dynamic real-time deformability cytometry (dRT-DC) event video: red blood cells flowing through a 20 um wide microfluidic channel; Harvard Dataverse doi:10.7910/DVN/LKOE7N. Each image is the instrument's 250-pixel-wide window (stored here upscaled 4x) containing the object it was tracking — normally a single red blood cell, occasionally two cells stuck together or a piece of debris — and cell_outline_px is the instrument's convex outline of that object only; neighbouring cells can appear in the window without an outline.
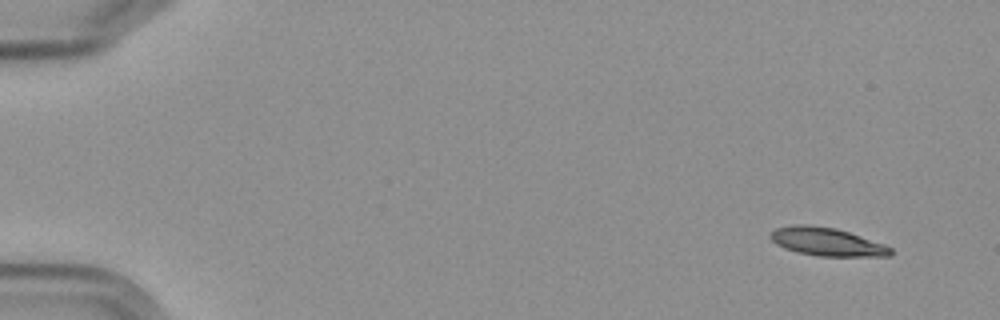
{"species": "Egyptian fruit bat (a non-hibernating species)", "species_latin": "Rousettus aegyptiacus", "temperature_condition": "cold", "stored_images_in_passage": 6, "segment_of_instrument_passage": [1, 2], "camera_frame_rate_fps": 3000, "um_per_image_px": 0.085, "frame": {"image": 1, "passage_image": 1, "time_ms": 0.0, "image_size_px": [1000, 320], "cell_outline_px": [[892, 256], [816, 256], [796, 252], [784, 248], [776, 244], [768, 236], [776, 228], [792, 224], [808, 224], [836, 228], [884, 244], [892, 248]], "centroid_in_image_um": [70.25, 20.55], "position_along_channel_um": 14.7, "area_um2": 19.83}}
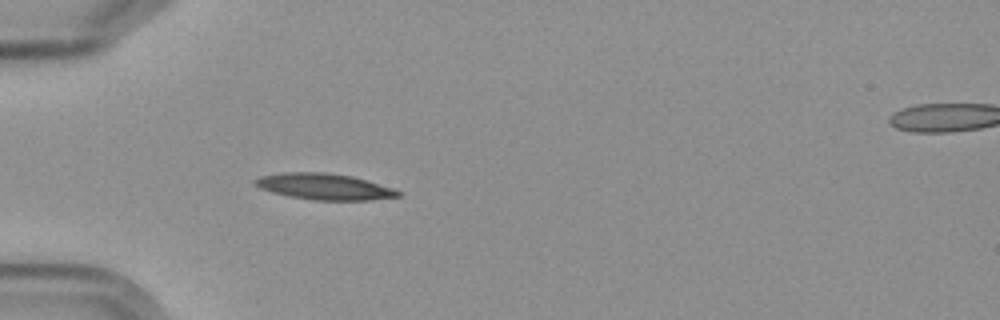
{"frame": {"image": 2, "passage_image": 5, "time_ms": 4.667, "image_size_px": [1000, 320], "cell_outline_px": [[400, 196], [372, 200], [312, 200], [272, 192], [260, 188], [252, 184], [252, 180], [260, 176], [280, 172], [328, 172], [352, 176], [368, 180], [392, 188], [400, 192]], "centroid_in_image_um": [27.53, 15.85], "position_along_channel_um": 57.5, "area_um2": 21.91}}